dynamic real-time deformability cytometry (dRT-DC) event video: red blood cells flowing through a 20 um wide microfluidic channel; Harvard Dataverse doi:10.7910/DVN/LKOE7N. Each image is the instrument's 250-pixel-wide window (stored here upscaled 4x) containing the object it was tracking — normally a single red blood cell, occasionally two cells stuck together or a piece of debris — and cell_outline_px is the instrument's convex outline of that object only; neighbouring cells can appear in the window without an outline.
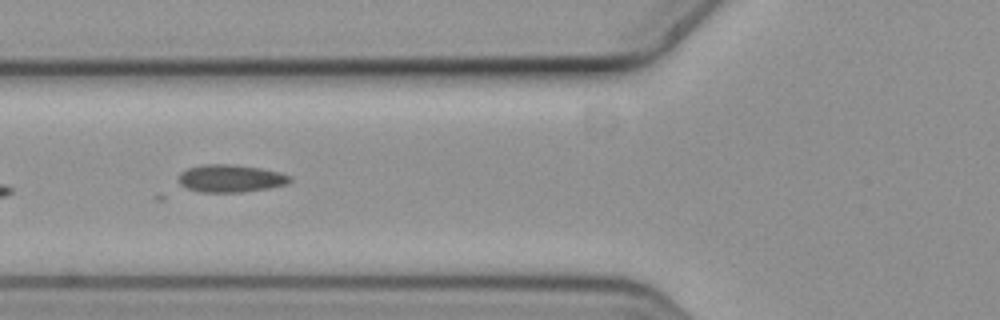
{"species": "common noctule bat (a hibernating species)", "species_latin": "Nyctalus noctula", "temperature_condition": "cold", "stored_images_in_passage": 5, "camera_frame_rate_fps": 3000, "um_per_image_px": 0.085, "animal": {"sex": "female", "body_mass_g": 19.3, "forearm_length_mm": 54.1}, "frame": {"image": 1, "passage_image": 4, "time_ms": 1.0, "image_size_px": [1000, 320], "cell_outline_px": [[292, 180], [288, 184], [268, 188], [244, 192], [200, 192], [188, 188], [180, 184], [176, 176], [180, 172], [188, 168], [204, 164], [236, 164], [260, 168], [280, 172], [292, 176]], "centroid_in_image_um": [19.61, 15.16], "position_along_channel_um": 106.2, "area_um2": 18.15}}
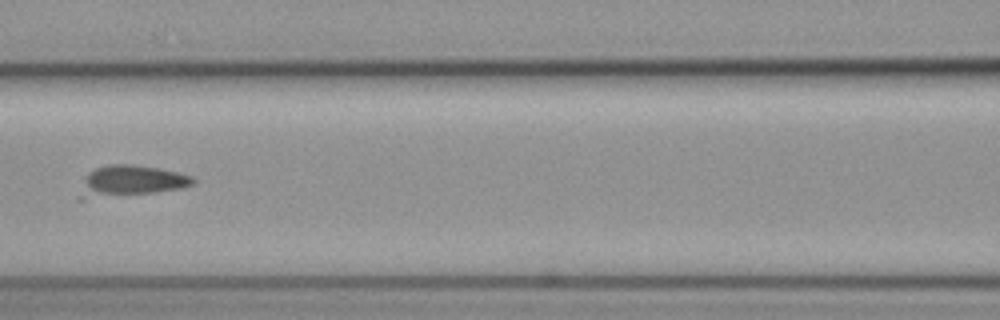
{"frame": {"image": 2, "passage_image": 5, "time_ms": 1.333, "image_size_px": [1000, 320], "cell_outline_px": [[196, 180], [192, 184], [180, 188], [156, 192], [84, 200], [76, 200], [84, 180], [88, 172], [96, 168], [108, 164], [132, 164], [160, 168], [180, 172], [192, 176]], "centroid_in_image_um": [11.07, 15.4], "position_along_channel_um": 155.5, "area_um2": 20.75}}